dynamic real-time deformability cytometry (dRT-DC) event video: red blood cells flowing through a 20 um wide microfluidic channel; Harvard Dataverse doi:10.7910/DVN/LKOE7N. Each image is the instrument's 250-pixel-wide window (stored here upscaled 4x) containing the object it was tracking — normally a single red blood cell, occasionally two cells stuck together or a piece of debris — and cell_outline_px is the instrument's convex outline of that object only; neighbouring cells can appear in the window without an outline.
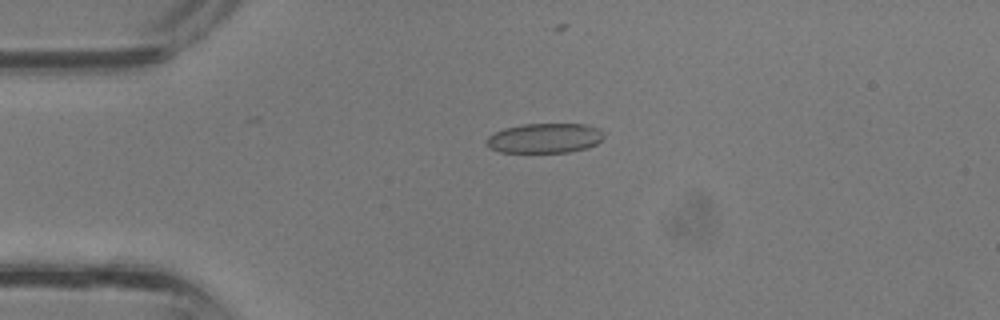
{"species": "common noctule bat (a hibernating species)", "species_latin": "Nyctalus noctula", "temperature_condition": "room temperature", "stored_images_in_passage": 11, "camera_frame_rate_fps": 3000, "um_per_image_px": 0.085, "animal": {"sex": "male", "body_mass_g": 13.3}, "frame": {"image": 1, "passage_image": 6, "time_ms": 1.667, "image_size_px": [1000, 320], "cell_outline_px": [[604, 136], [596, 144], [584, 148], [568, 152], [500, 152], [484, 144], [484, 140], [488, 136], [504, 128], [524, 124], [584, 124], [600, 128]], "centroid_in_image_um": [46.27, 11.74], "position_along_channel_um": 38.7, "area_um2": 20.29}}
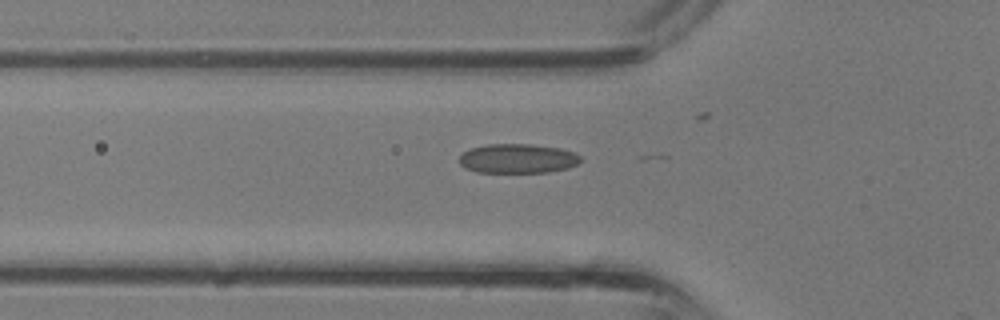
{"frame": {"image": 2, "passage_image": 10, "time_ms": 3.0, "image_size_px": [1000, 320], "cell_outline_px": [[580, 160], [576, 164], [568, 168], [548, 172], [476, 172], [464, 168], [460, 164], [460, 156], [464, 152], [472, 148], [488, 144], [528, 144], [560, 148], [572, 152], [580, 156]], "centroid_in_image_um": [43.98, 13.48], "position_along_channel_um": 81.8, "area_um2": 20.58}}